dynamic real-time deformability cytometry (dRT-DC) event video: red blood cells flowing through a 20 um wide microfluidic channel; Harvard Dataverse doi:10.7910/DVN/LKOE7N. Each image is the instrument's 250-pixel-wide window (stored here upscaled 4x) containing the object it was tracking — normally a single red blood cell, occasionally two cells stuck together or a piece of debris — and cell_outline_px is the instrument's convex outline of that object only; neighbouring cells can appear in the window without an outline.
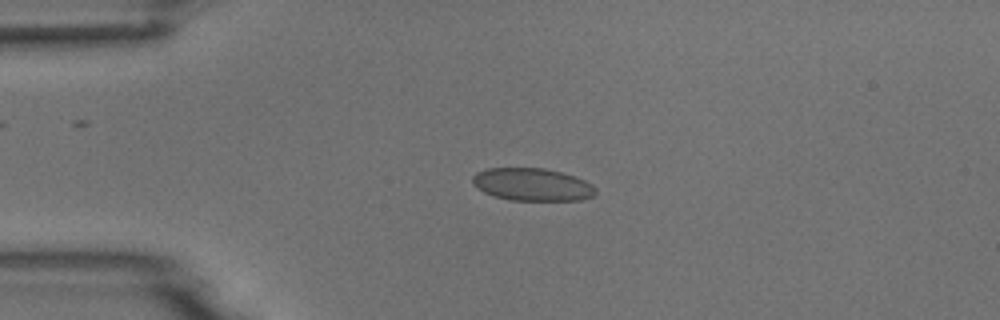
{"species": "common noctule bat (a hibernating species)", "species_latin": "Nyctalus noctula", "temperature_condition": "room temperature", "stored_images_in_passage": 5, "camera_frame_rate_fps": 3000, "um_per_image_px": 0.085, "animal": {"sex": "male", "body_mass_g": 18.8}, "frame": {"image": 1, "passage_image": 4, "time_ms": 3.667, "image_size_px": [1000, 320], "cell_outline_px": [[596, 192], [592, 196], [580, 200], [512, 200], [492, 196], [476, 188], [472, 184], [472, 176], [476, 172], [488, 168], [544, 168], [560, 172], [584, 180], [592, 184], [596, 188]], "centroid_in_image_um": [45.2, 15.68], "position_along_channel_um": 39.8, "area_um2": 23.41}}